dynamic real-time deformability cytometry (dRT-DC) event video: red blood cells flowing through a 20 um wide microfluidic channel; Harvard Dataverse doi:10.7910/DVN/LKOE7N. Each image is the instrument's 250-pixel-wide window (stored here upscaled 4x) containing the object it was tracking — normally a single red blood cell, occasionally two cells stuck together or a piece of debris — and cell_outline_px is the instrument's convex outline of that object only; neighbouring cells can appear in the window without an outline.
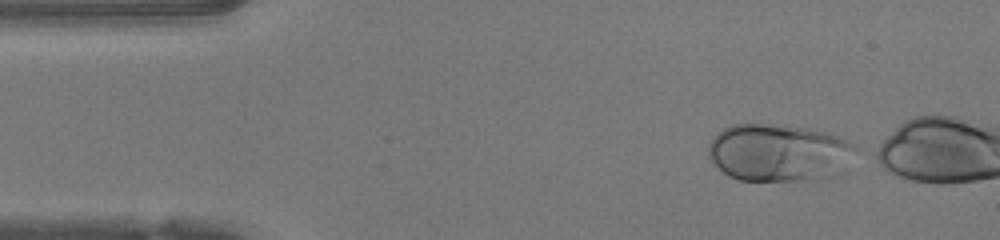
{"species": "human", "species_latin": "Homo sapiens", "temperature_condition": "warm", "stored_images_in_passage": 36, "camera_frame_rate_fps": 3000, "um_per_image_px": 0.085, "donor": {"sex": "female"}, "frame": {"image": 1, "passage_image": 1, "time_ms": 0.0, "image_size_px": [1000, 240], "cell_outline_px": [[860, 148], [848, 172], [832, 180], [740, 180], [728, 176], [708, 156], [708, 144], [724, 128], [732, 124], [784, 124], [824, 132], [848, 140], [856, 144]], "centroid_in_image_um": [66.37, 13.01], "position_along_channel_um": 18.6, "area_um2": 50.69}}
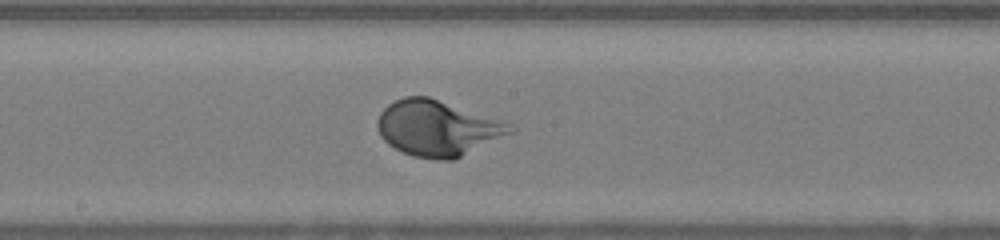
{"frame": {"image": 2, "passage_image": 20, "time_ms": 6.333, "image_size_px": [1000, 240], "cell_outline_px": [[516, 132], [452, 160], [440, 160], [412, 156], [388, 144], [380, 136], [376, 124], [376, 120], [380, 112], [388, 104], [404, 96], [428, 96], [512, 124], [516, 128]], "centroid_in_image_um": [37.19, 10.89], "position_along_channel_um": 211.0, "area_um2": 43.0}}
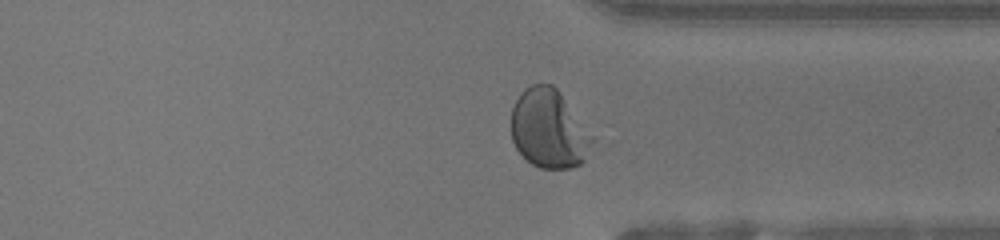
{"frame": {"image": 3, "passage_image": 31, "time_ms": 10.0, "image_size_px": [1000, 240], "cell_outline_px": [[596, 140], [584, 160], [580, 164], [572, 168], [540, 168], [532, 164], [516, 148], [512, 140], [512, 108], [516, 100], [524, 88], [532, 84], [552, 84], [560, 92], [596, 136]], "centroid_in_image_um": [46.71, 10.95], "position_along_channel_um": 364.7, "area_um2": 37.63}, "authors_computed_cell_mechanics": {"area_um2": 42.0206, "velocity_mm_per_s": 4.2362, "shape_relaxation_time_tau1_ms": 3.5232, "shape_relaxation_time_tau2_ms": null, "deformation_change_tau1": 0.2512, "deformation_change_tau2": null}}